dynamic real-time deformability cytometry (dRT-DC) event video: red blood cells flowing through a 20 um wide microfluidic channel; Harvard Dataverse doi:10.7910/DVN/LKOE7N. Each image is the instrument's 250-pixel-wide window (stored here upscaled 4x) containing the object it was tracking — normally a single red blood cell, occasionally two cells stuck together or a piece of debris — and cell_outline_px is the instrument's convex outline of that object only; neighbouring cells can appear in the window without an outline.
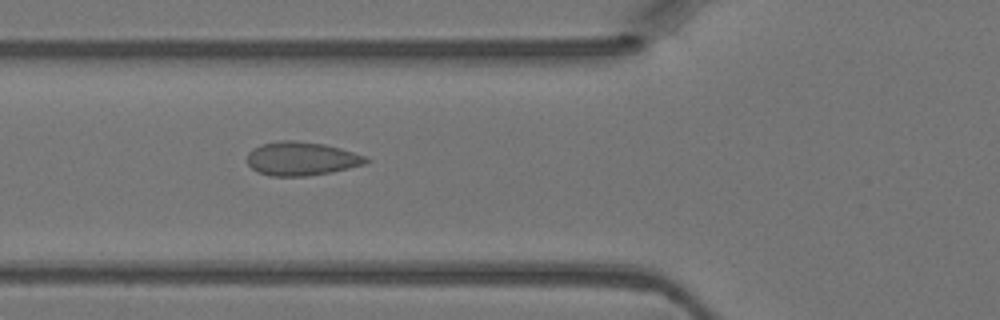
{"species": "Egyptian fruit bat (a non-hibernating species)", "species_latin": "Rousettus aegyptiacus", "temperature_condition": "warm", "stored_images_in_passage": 3, "camera_frame_rate_fps": 3000, "um_per_image_px": 0.085, "animal": {"sex": "female"}, "frame": {"image": 1, "passage_image": 3, "time_ms": 0.667, "image_size_px": [1000, 320], "cell_outline_px": [[372, 160], [364, 164], [332, 172], [308, 176], [272, 176], [256, 172], [248, 164], [248, 152], [252, 148], [260, 144], [280, 140], [292, 140], [324, 144], [340, 148], [364, 156]], "centroid_in_image_um": [25.59, 13.49], "position_along_channel_um": 100.2, "area_um2": 23.35}}